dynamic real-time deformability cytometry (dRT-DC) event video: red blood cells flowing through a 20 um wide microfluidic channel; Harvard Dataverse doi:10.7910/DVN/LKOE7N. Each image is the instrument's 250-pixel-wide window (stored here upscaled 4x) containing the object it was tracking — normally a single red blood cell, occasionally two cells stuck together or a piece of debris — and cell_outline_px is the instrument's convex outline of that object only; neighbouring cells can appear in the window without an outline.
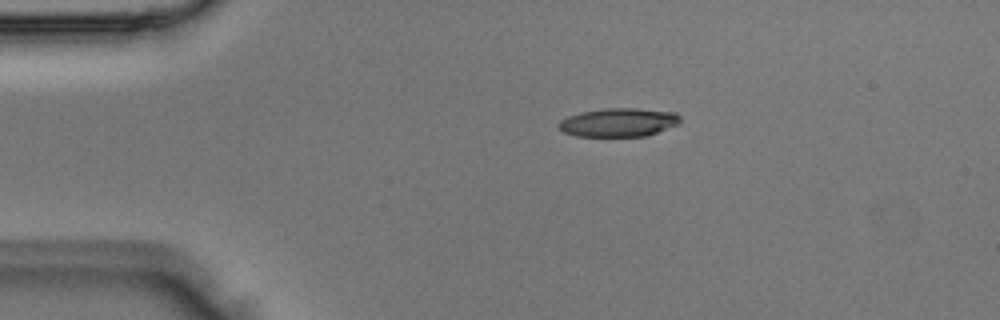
{"species": "Egyptian fruit bat (a non-hibernating species)", "species_latin": "Rousettus aegyptiacus", "temperature_condition": "room temperature", "stored_images_in_passage": 2, "camera_frame_rate_fps": 3000, "um_per_image_px": 0.085, "animal": {"sex": "male"}, "frame": {"image": 1, "passage_image": 1, "time_ms": 0.0, "image_size_px": [1000, 320], "cell_outline_px": [[680, 120], [676, 124], [656, 132], [644, 136], [576, 136], [564, 132], [556, 124], [560, 120], [568, 116], [580, 112], [604, 108], [636, 108], [676, 112], [680, 116]], "centroid_in_image_um": [52.54, 10.39], "position_along_channel_um": 32.5, "area_um2": 20.11}}